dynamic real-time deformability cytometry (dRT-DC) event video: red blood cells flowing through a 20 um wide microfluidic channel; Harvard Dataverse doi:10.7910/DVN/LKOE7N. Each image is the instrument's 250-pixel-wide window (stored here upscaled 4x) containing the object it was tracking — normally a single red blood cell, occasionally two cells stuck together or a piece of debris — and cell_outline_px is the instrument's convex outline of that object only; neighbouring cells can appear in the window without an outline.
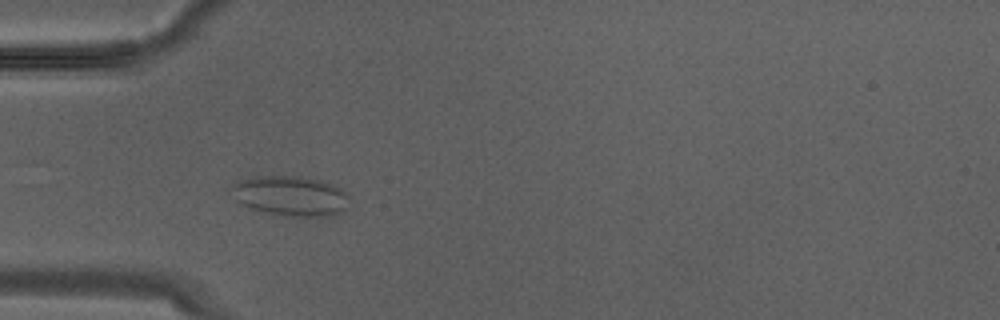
{"species": "Egyptian fruit bat (a non-hibernating species)", "species_latin": "Rousettus aegyptiacus", "temperature_condition": "warm", "stored_images_in_passage": 13, "camera_frame_rate_fps": 3000, "um_per_image_px": 0.085, "animal": {"sex": "male"}, "frame": {"image": 1, "passage_image": 6, "time_ms": 1.667, "image_size_px": [1000, 320], "cell_outline_px": [[348, 208], [344, 212], [336, 216], [284, 216], [264, 212], [252, 208], [236, 200], [228, 188], [232, 184], [240, 180], [252, 176], [300, 176], [320, 180], [332, 184], [340, 188], [344, 192]], "centroid_in_image_um": [24.68, 16.65], "position_along_channel_um": 60.3, "area_um2": 27.63}}
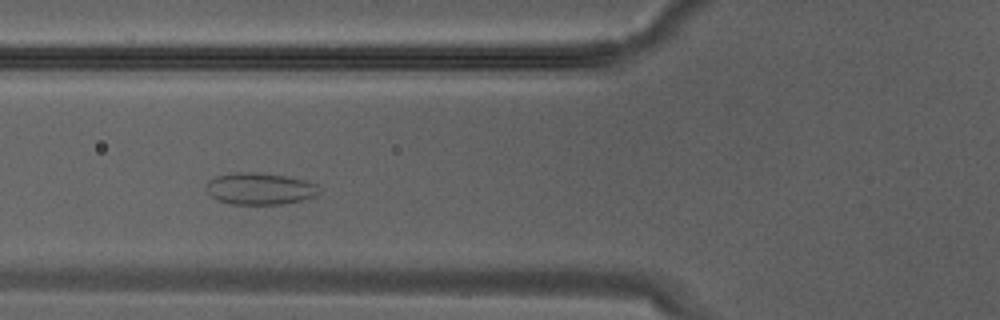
{"frame": {"image": 2, "passage_image": 8, "time_ms": 2.333, "image_size_px": [1000, 320], "cell_outline_px": [[320, 192], [316, 196], [304, 200], [280, 204], [232, 204], [220, 200], [212, 196], [208, 192], [208, 180], [216, 176], [232, 172], [256, 172], [284, 176], [304, 180], [316, 184]], "centroid_in_image_um": [22.11, 16.03], "position_along_channel_um": 103.7, "area_um2": 20.75}}
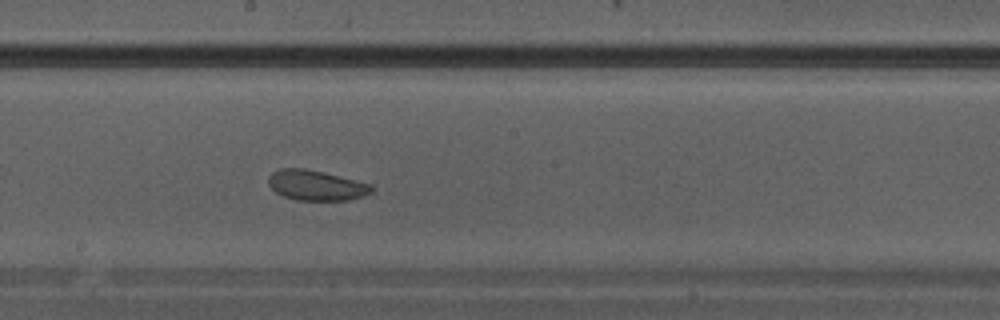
{"frame": {"image": 3, "passage_image": 13, "time_ms": 4.0, "image_size_px": [1000, 320], "cell_outline_px": [[376, 188], [372, 192], [364, 196], [348, 200], [296, 200], [284, 196], [276, 192], [268, 184], [268, 176], [272, 172], [280, 168], [304, 168], [324, 172], [372, 184]], "centroid_in_image_um": [26.9, 15.75], "position_along_channel_um": 221.3, "area_um2": 18.32}}